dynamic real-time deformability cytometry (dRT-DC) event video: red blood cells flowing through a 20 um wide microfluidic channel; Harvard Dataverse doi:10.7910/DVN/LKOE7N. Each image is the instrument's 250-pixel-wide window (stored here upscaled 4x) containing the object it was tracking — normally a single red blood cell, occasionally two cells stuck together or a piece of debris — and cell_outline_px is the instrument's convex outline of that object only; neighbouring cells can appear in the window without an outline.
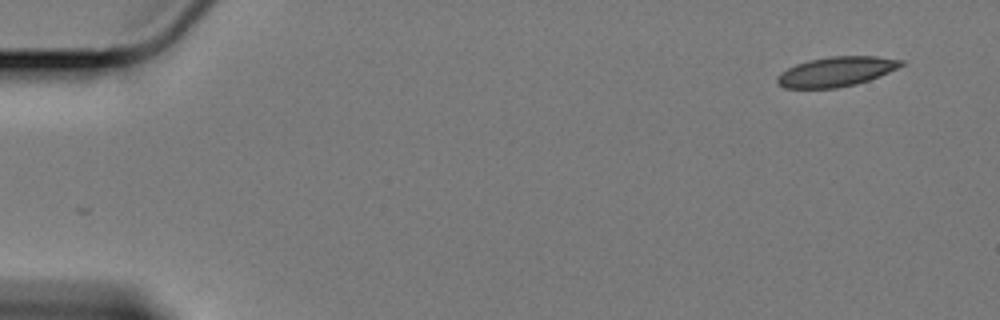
{"species": "Egyptian fruit bat (a non-hibernating species)", "species_latin": "Rousettus aegyptiacus", "temperature_condition": "cold", "stored_images_in_passage": 9, "camera_frame_rate_fps": 3000, "um_per_image_px": 0.085, "animal": {"sex": "female"}, "frame": {"image": 1, "passage_image": 1, "time_ms": 0.0, "image_size_px": [1000, 320], "cell_outline_px": [[904, 64], [880, 76], [856, 84], [836, 88], [784, 88], [776, 84], [776, 76], [780, 72], [796, 64], [808, 60], [828, 56], [876, 56], [904, 60]], "centroid_in_image_um": [71.03, 6.09], "position_along_channel_um": 14.0, "area_um2": 21.56}}